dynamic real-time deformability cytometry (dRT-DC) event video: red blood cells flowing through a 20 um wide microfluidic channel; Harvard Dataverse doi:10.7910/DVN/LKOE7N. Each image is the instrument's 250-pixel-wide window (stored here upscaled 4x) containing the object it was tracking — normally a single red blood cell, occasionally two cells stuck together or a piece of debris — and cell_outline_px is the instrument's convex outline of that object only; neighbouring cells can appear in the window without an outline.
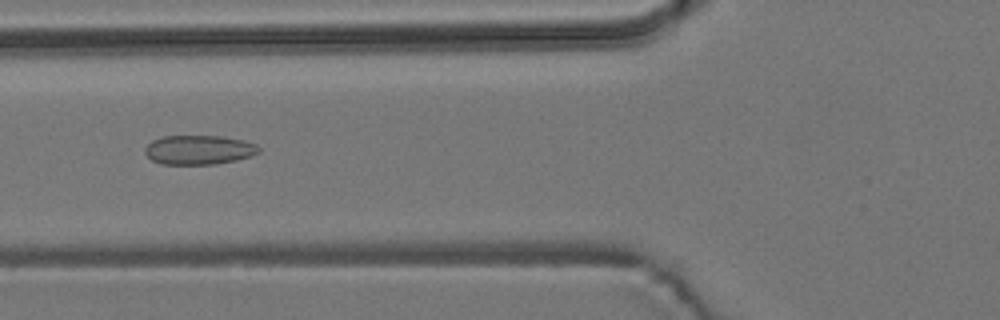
{"species": "common noctule bat (a hibernating species)", "species_latin": "Nyctalus noctula", "temperature_condition": "room temperature", "stored_images_in_passage": 7, "camera_frame_rate_fps": 3000, "um_per_image_px": 0.085, "animal": {"sex": "male", "body_mass_g": 19.2, "forearm_length_mm": 51.8}, "frame": {"image": 1, "passage_image": 5, "time_ms": 4.667, "image_size_px": [1000, 320], "cell_outline_px": [[260, 152], [252, 156], [236, 160], [216, 164], [160, 164], [152, 160], [144, 152], [144, 148], [152, 140], [164, 136], [224, 136], [244, 140], [256, 144], [260, 148]], "centroid_in_image_um": [16.92, 12.73], "position_along_channel_um": 108.9, "area_um2": 19.59}}
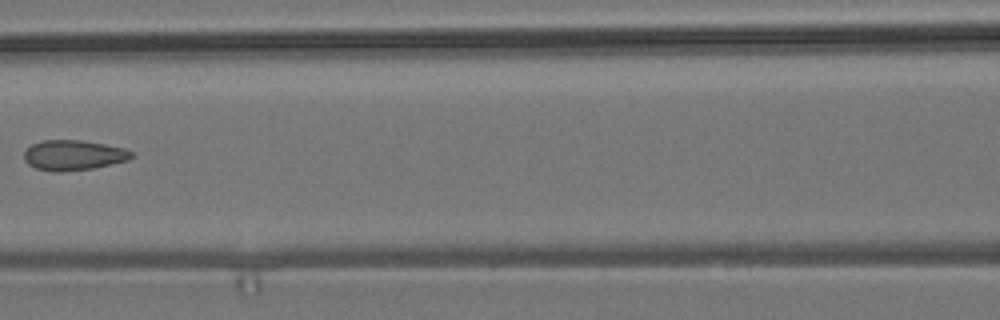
{"frame": {"image": 2, "passage_image": 6, "time_ms": 6.0, "image_size_px": [1000, 320], "cell_outline_px": [[136, 156], [128, 160], [92, 168], [60, 172], [56, 172], [36, 168], [28, 164], [24, 160], [24, 152], [32, 144], [44, 140], [80, 140], [104, 144], [124, 148], [132, 152]], "centroid_in_image_um": [6.25, 13.19], "position_along_channel_um": 160.4, "area_um2": 18.79}}
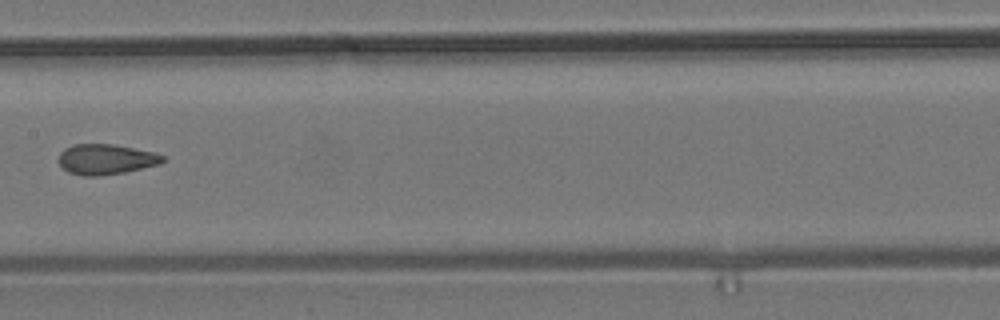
{"frame": {"image": 3, "passage_image": 7, "time_ms": 7.0, "image_size_px": [1000, 320], "cell_outline_px": [[164, 160], [160, 164], [124, 172], [96, 176], [84, 176], [68, 172], [56, 160], [60, 152], [64, 148], [72, 144], [112, 144], [156, 152], [164, 156]], "centroid_in_image_um": [8.97, 13.53], "position_along_channel_um": 198.4, "area_um2": 18.5}}